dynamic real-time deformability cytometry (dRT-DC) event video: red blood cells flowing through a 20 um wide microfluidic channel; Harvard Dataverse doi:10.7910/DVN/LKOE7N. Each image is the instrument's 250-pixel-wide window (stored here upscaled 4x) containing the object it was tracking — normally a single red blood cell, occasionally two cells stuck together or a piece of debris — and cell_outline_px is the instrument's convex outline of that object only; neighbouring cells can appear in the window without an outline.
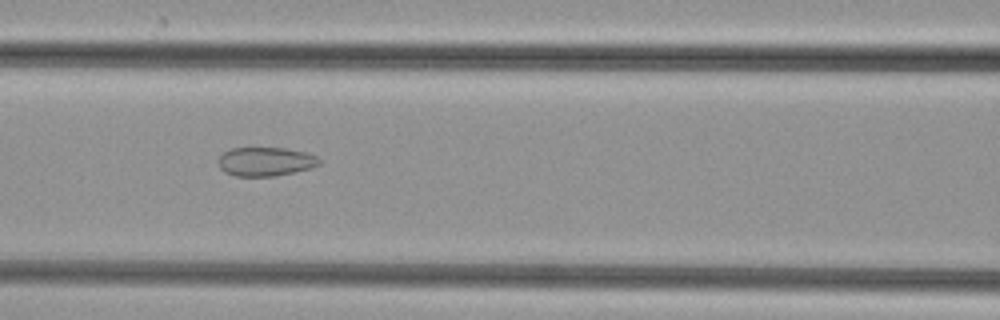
{"species": "common noctule bat (a hibernating species)", "species_latin": "Nyctalus noctula", "temperature_condition": "cold", "stored_images_in_passage": 45, "camera_frame_rate_fps": 3000, "um_per_image_px": 0.085, "animal": {"sex": "female", "body_mass_g": 29.2, "forearm_length_mm": 56.3}, "frame": {"image": 1, "passage_image": 17, "time_ms": 5.333, "image_size_px": [1000, 320], "cell_outline_px": [[320, 164], [312, 168], [276, 176], [236, 176], [224, 172], [220, 168], [216, 160], [224, 152], [232, 148], [284, 148], [304, 152], [316, 156], [320, 160]], "centroid_in_image_um": [22.55, 13.74], "position_along_channel_um": 144.1, "area_um2": 17.05}}
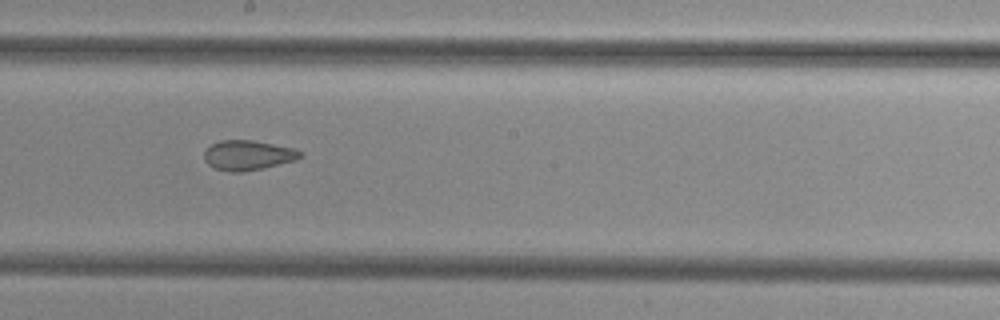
{"frame": {"image": 2, "passage_image": 23, "time_ms": 7.333, "image_size_px": [1000, 320], "cell_outline_px": [[304, 156], [296, 160], [264, 168], [240, 172], [228, 172], [216, 168], [208, 164], [204, 160], [204, 152], [212, 144], [220, 140], [252, 140], [296, 148], [304, 152]], "centroid_in_image_um": [21.13, 13.19], "position_along_channel_um": 227.1, "area_um2": 16.88}}
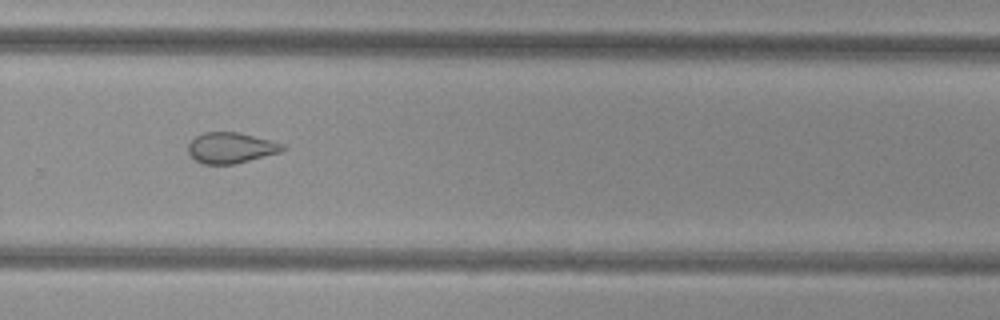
{"frame": {"image": 3, "passage_image": 29, "time_ms": 9.333, "image_size_px": [1000, 320], "cell_outline_px": [[288, 148], [280, 152], [232, 164], [204, 164], [196, 160], [188, 152], [188, 144], [196, 136], [204, 132], [240, 132], [284, 144]], "centroid_in_image_um": [19.63, 12.55], "position_along_channel_um": 310.2, "area_um2": 16.76}}